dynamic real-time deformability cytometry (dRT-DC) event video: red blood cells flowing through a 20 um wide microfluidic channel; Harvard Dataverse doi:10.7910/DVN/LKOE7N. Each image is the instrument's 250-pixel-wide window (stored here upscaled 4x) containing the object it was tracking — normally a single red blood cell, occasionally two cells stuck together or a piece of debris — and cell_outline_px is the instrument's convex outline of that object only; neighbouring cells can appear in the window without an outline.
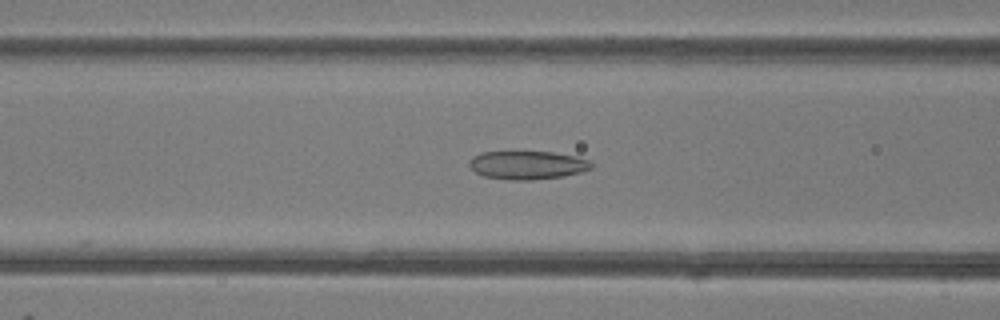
{"species": "common noctule bat (a hibernating species)", "species_latin": "Nyctalus noctula", "temperature_condition": "room temperature", "stored_images_in_passage": 41, "camera_frame_rate_fps": 3000, "um_per_image_px": 0.085, "animal": {"sex": "female"}, "frame": {"image": 1, "passage_image": 12, "time_ms": 3.667, "image_size_px": [1000, 320], "cell_outline_px": [[592, 168], [580, 172], [564, 176], [532, 180], [512, 180], [484, 176], [476, 172], [468, 164], [468, 160], [472, 156], [480, 152], [552, 152], [576, 156], [588, 160], [592, 164]], "centroid_in_image_um": [44.81, 14.03], "position_along_channel_um": 121.8, "area_um2": 20.17}}
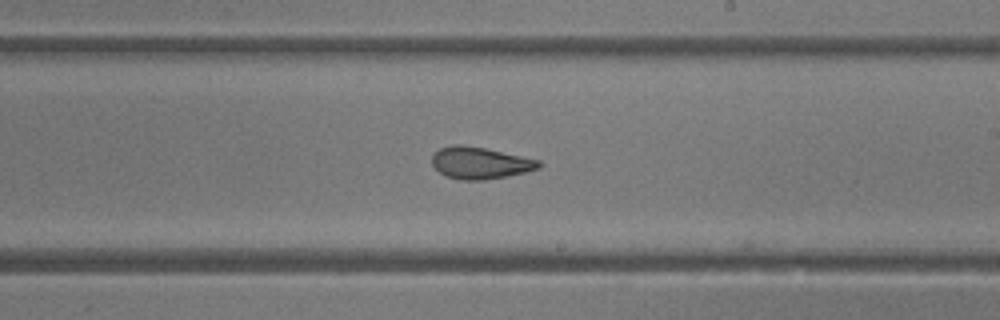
{"frame": {"image": 2, "passage_image": 21, "time_ms": 6.667, "image_size_px": [1000, 320], "cell_outline_px": [[544, 164], [540, 168], [508, 176], [484, 180], [460, 180], [444, 176], [432, 164], [432, 156], [440, 148], [452, 144], [464, 144], [484, 148], [540, 160]], "centroid_in_image_um": [40.81, 13.85], "position_along_channel_um": 248.2, "area_um2": 19.94}}
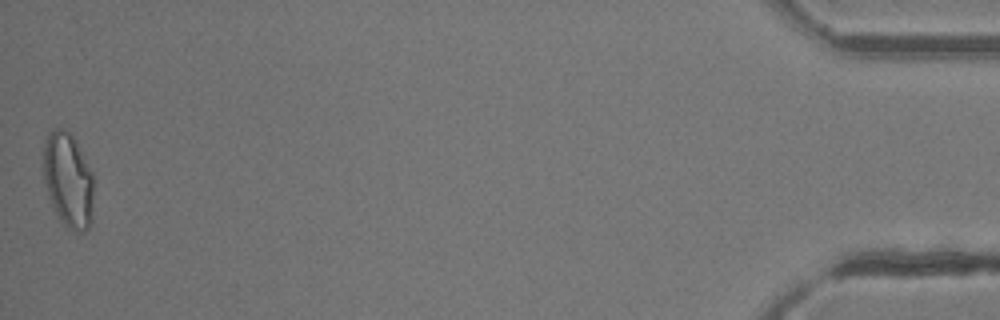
{"frame": {"image": 3, "passage_image": 41, "time_ms": 13.333, "image_size_px": [1000, 320], "cell_outline_px": [[92, 224], [84, 232], [76, 232], [64, 224], [56, 216], [48, 196], [44, 180], [44, 140], [48, 132], [52, 128], [60, 128], [68, 132], [76, 140], [92, 172]], "centroid_in_image_um": [5.78, 15.31], "position_along_channel_um": 429.4, "area_um2": 27.92}, "authors_computed_cell_mechanics": {"area_um2": 20.9814, "velocity_mm_per_s": 4.2113, "shape_relaxation_time_tau1_ms": null, "shape_relaxation_time_tau2_ms": 1.7222, "deformation_change_tau1": null, "deformation_change_tau2": 0.0878}}